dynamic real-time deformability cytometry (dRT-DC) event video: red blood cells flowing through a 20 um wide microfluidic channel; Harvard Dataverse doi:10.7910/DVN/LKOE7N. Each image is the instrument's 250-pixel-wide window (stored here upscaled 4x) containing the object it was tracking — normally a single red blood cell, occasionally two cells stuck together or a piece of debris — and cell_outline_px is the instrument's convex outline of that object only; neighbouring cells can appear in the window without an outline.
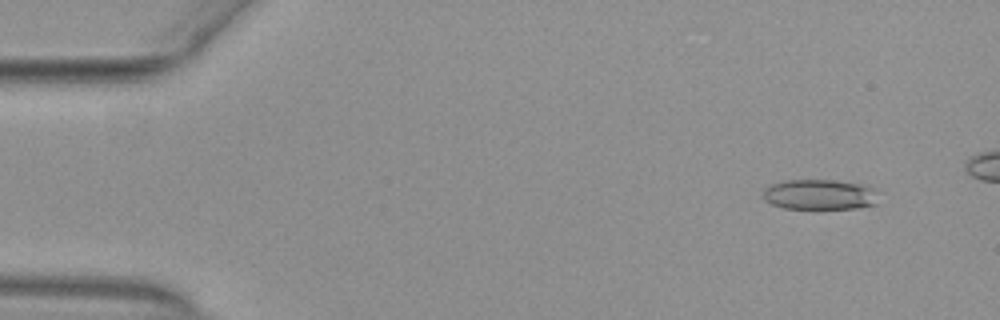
{"species": "common noctule bat (a hibernating species)", "species_latin": "Nyctalus noctula", "temperature_condition": "warm", "stored_images_in_passage": 15, "camera_frame_rate_fps": 3000, "um_per_image_px": 0.085, "animal": {"sex": "female", "body_mass_g": 29.2, "forearm_length_mm": 56.3}, "frame": {"image": 1, "passage_image": 5, "time_ms": 1.333, "image_size_px": [1000, 320], "cell_outline_px": [[880, 204], [856, 208], [784, 208], [772, 204], [764, 200], [764, 188], [772, 184], [784, 180], [832, 180], [868, 184], [872, 188]], "centroid_in_image_um": [69.7, 16.53], "position_along_channel_um": 15.3, "area_um2": 20.46}}